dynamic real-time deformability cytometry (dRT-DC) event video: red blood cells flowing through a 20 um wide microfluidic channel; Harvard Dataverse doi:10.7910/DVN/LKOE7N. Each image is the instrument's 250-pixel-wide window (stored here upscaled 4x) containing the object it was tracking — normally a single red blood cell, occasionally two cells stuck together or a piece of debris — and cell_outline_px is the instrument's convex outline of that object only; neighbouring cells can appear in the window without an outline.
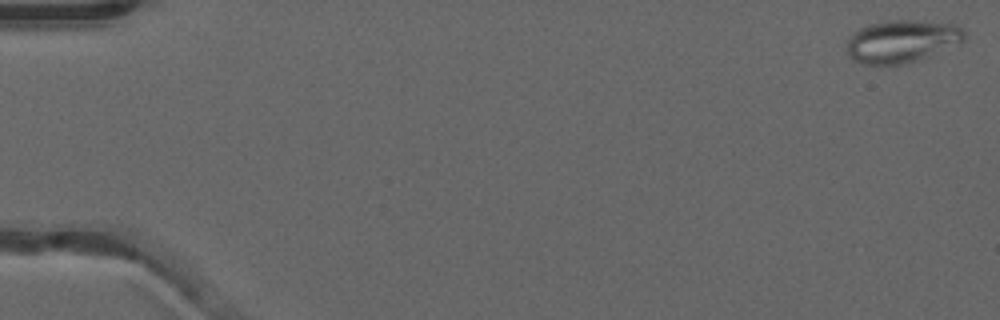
{"species": "common noctule bat (a hibernating species)", "species_latin": "Nyctalus noctula", "temperature_condition": "warm", "stored_images_in_passage": 36, "camera_frame_rate_fps": 3000, "um_per_image_px": 0.085, "animal": {"sex": "male", "forearm_length_mm": 52.5}, "frame": {"image": 1, "passage_image": 1, "time_ms": 0.0, "image_size_px": [1000, 320], "cell_outline_px": [[968, 36], [964, 40], [916, 60], [904, 64], [864, 64], [852, 60], [848, 56], [848, 36], [860, 28], [868, 24], [888, 20], [912, 20], [956, 24], [964, 28]], "centroid_in_image_um": [76.64, 3.48], "position_along_channel_um": 8.4, "area_um2": 29.02}}
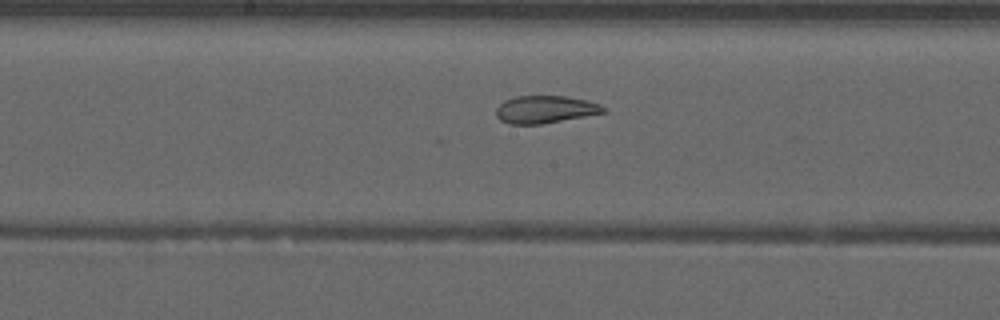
{"frame": {"image": 2, "passage_image": 28, "time_ms": 9.0, "image_size_px": [1000, 320], "cell_outline_px": [[608, 112], [540, 124], [508, 124], [500, 120], [496, 116], [496, 108], [504, 100], [516, 96], [568, 96], [600, 104], [608, 108]], "centroid_in_image_um": [46.35, 9.3], "position_along_channel_um": 201.9, "area_um2": 17.28}}
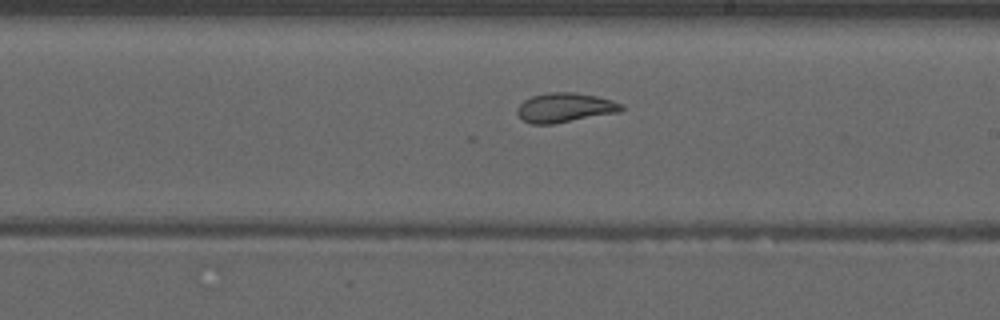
{"frame": {"image": 3, "passage_image": 31, "time_ms": 10.0, "image_size_px": [1000, 320], "cell_outline_px": [[624, 108], [620, 112], [552, 124], [532, 124], [524, 120], [516, 112], [516, 108], [524, 100], [532, 96], [548, 92], [572, 92], [596, 96], [612, 100], [624, 104]], "centroid_in_image_um": [48.03, 9.14], "position_along_channel_um": 241.0, "area_um2": 17.86}}